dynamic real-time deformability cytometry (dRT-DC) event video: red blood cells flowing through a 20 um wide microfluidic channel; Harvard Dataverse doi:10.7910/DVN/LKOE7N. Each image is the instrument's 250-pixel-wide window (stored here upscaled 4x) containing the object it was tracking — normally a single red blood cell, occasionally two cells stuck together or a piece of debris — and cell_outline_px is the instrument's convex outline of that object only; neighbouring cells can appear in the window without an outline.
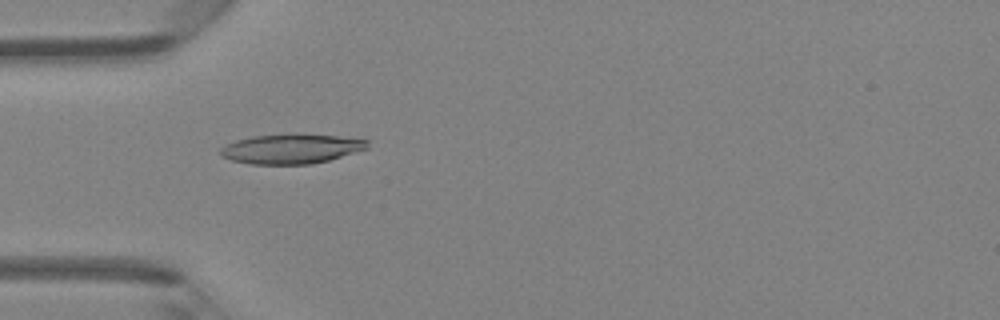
{"species": "Egyptian fruit bat (a non-hibernating species)", "species_latin": "Rousettus aegyptiacus", "temperature_condition": "room temperature", "stored_images_in_passage": 46, "camera_frame_rate_fps": 3000, "um_per_image_px": 0.085, "animal": {"sex": "female"}, "frame": {"image": 1, "passage_image": 14, "time_ms": 4.333, "image_size_px": [1000, 320], "cell_outline_px": [[368, 148], [328, 160], [312, 164], [252, 164], [232, 160], [220, 156], [220, 148], [236, 140], [252, 136], [296, 132], [336, 136], [368, 140]], "centroid_in_image_um": [24.74, 12.63], "position_along_channel_um": 60.3, "area_um2": 25.61}}
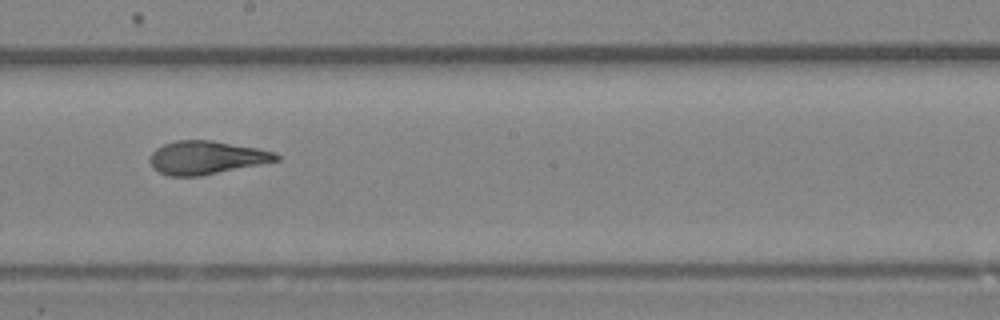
{"frame": {"image": 2, "passage_image": 26, "time_ms": 8.333, "image_size_px": [1000, 320], "cell_outline_px": [[280, 160], [200, 176], [168, 176], [152, 168], [148, 160], [148, 156], [156, 148], [164, 144], [176, 140], [212, 140], [256, 148], [276, 152], [280, 156]], "centroid_in_image_um": [17.5, 13.39], "position_along_channel_um": 230.7, "area_um2": 24.57}}
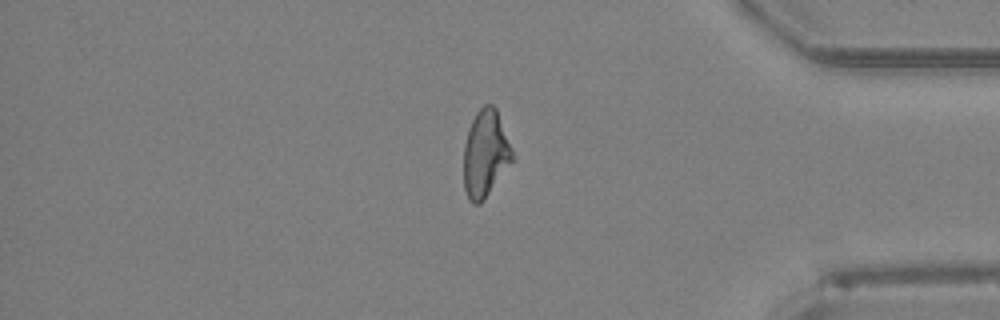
{"frame": {"image": 3, "passage_image": 39, "time_ms": 12.667, "image_size_px": [1000, 320], "cell_outline_px": [[512, 160], [484, 200], [480, 204], [472, 204], [468, 200], [464, 188], [464, 144], [468, 128], [476, 112], [484, 104], [492, 104], [496, 108], [512, 148]], "centroid_in_image_um": [41.23, 13.06], "position_along_channel_um": 394.0, "area_um2": 24.51}, "authors_computed_cell_mechanics": {"area_um2": 24.7962, "velocity_mm_per_s": 4.3432, "shape_relaxation_time_tau1_ms": 9.3331, "shape_relaxation_time_tau2_ms": 1.1748, "deformation_change_tau1": 0.2649, "deformation_change_tau2": 0.0866}}